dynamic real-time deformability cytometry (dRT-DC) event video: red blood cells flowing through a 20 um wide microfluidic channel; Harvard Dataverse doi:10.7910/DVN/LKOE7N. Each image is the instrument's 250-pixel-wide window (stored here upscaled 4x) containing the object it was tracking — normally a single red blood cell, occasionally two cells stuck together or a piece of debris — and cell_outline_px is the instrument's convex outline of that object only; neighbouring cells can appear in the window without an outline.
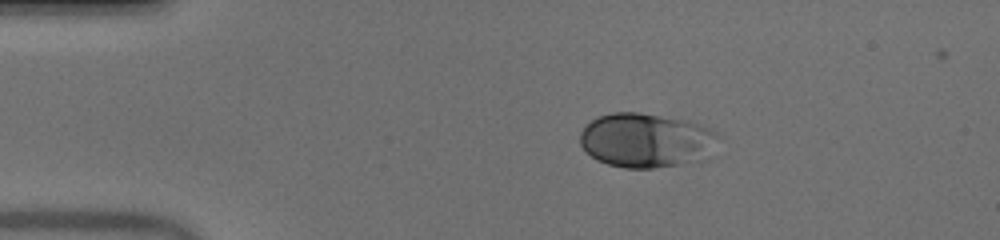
{"species": "human", "species_latin": "Homo sapiens", "temperature_condition": "warm", "stored_images_in_passage": 42, "camera_frame_rate_fps": 3000, "um_per_image_px": 0.085, "donor": {"sex": "male"}, "frame": {"image": 1, "passage_image": 1, "time_ms": 0.0, "image_size_px": [1000, 240], "cell_outline_px": [[716, 156], [708, 160], [652, 168], [624, 168], [608, 164], [596, 160], [580, 144], [580, 132], [596, 116], [612, 112], [640, 112], [688, 120], [712, 128], [716, 132]], "centroid_in_image_um": [55.0, 11.93], "position_along_channel_um": 30.0, "area_um2": 44.62}}
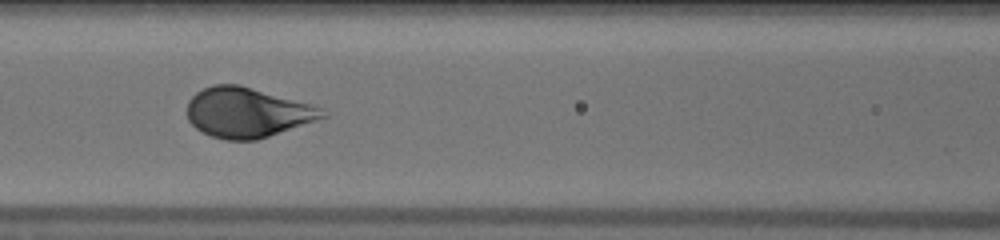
{"frame": {"image": 2, "passage_image": 14, "time_ms": 4.333, "image_size_px": [1000, 240], "cell_outline_px": [[328, 116], [256, 140], [224, 140], [212, 136], [196, 128], [188, 120], [188, 100], [196, 92], [212, 84], [240, 84], [312, 104], [320, 108]], "centroid_in_image_um": [20.99, 9.55], "position_along_channel_um": 145.6, "area_um2": 39.13}}
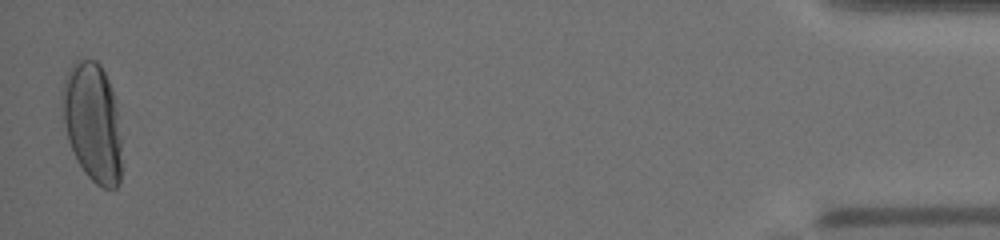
{"frame": {"image": 3, "passage_image": 42, "time_ms": 13.667, "image_size_px": [1000, 240], "cell_outline_px": [[120, 180], [116, 188], [104, 188], [96, 184], [84, 172], [76, 160], [68, 140], [64, 124], [60, 92], [68, 68], [76, 60], [96, 60], [100, 64], [112, 88], [116, 100], [120, 140]], "centroid_in_image_um": [7.84, 10.37], "position_along_channel_um": 427.4, "area_um2": 41.44}, "authors_computed_cell_mechanics": {"area_um2": 39.5063, "velocity_mm_per_s": 3.9897, "shape_relaxation_time_tau1_ms": 2.5062, "shape_relaxation_time_tau2_ms": null, "deformation_change_tau1": 0.1781, "deformation_change_tau2": null}}